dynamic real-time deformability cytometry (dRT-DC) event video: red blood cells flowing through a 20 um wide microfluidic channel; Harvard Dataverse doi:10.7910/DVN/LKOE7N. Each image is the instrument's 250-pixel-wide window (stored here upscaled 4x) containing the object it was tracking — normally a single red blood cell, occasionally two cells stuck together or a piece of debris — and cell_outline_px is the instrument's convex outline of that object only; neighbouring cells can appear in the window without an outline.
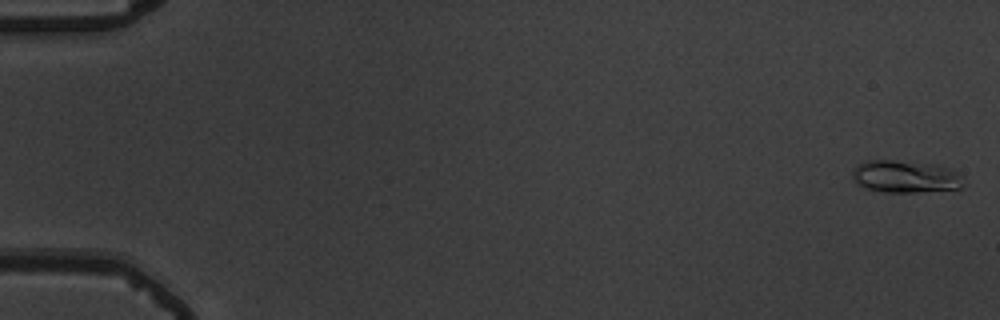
{"species": "common noctule bat (a hibernating species)", "species_latin": "Nyctalus noctula", "temperature_condition": "warm", "stored_images_in_passage": 56, "camera_frame_rate_fps": 3000, "um_per_image_px": 0.085, "animal": {"sex": "male", "body_mass_g": 19.5, "forearm_length_mm": 54.6}, "frame": {"image": 1, "passage_image": 1, "time_ms": 0.0, "image_size_px": [1000, 320], "cell_outline_px": [[964, 184], [960, 188], [916, 192], [884, 192], [868, 188], [856, 184], [852, 176], [852, 168], [864, 160], [892, 160], [936, 164], [952, 168], [964, 176]], "centroid_in_image_um": [76.98, 14.99], "position_along_channel_um": 8.0, "area_um2": 21.27}}
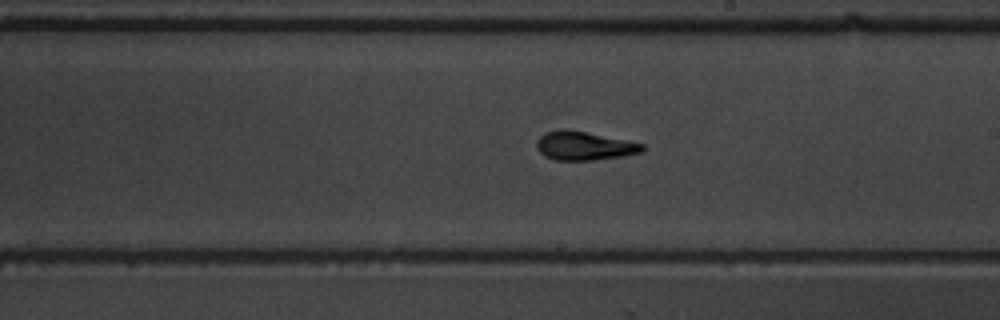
{"frame": {"image": 2, "passage_image": 33, "time_ms": 10.667, "image_size_px": [1000, 320], "cell_outline_px": [[644, 148], [640, 152], [620, 156], [592, 160], [556, 160], [544, 156], [536, 148], [536, 140], [540, 136], [548, 132], [560, 128], [568, 128], [644, 144]], "centroid_in_image_um": [49.59, 12.38], "position_along_channel_um": 239.4, "area_um2": 17.57}}
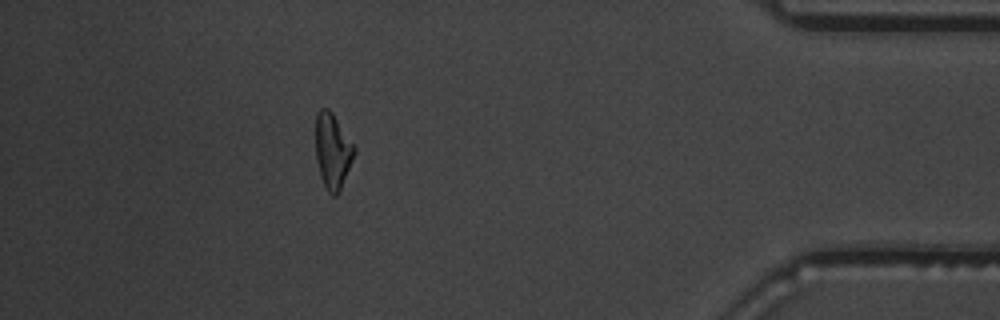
{"frame": {"image": 3, "passage_image": 50, "time_ms": 16.333, "image_size_px": [1000, 320], "cell_outline_px": [[356, 152], [340, 192], [336, 196], [332, 196], [328, 192], [320, 176], [316, 160], [316, 112], [320, 108], [328, 108], [332, 112], [356, 148]], "centroid_in_image_um": [28.28, 12.85], "position_along_channel_um": 406.9, "area_um2": 17.11}, "authors_computed_cell_mechanics": {"area_um2": 17.34, "velocity_mm_per_s": 3.7125, "shape_relaxation_time_tau1_ms": 6.0551, "shape_relaxation_time_tau2_ms": 1.7396, "deformation_change_tau1": 0.211, "deformation_change_tau2": 0.0884}}